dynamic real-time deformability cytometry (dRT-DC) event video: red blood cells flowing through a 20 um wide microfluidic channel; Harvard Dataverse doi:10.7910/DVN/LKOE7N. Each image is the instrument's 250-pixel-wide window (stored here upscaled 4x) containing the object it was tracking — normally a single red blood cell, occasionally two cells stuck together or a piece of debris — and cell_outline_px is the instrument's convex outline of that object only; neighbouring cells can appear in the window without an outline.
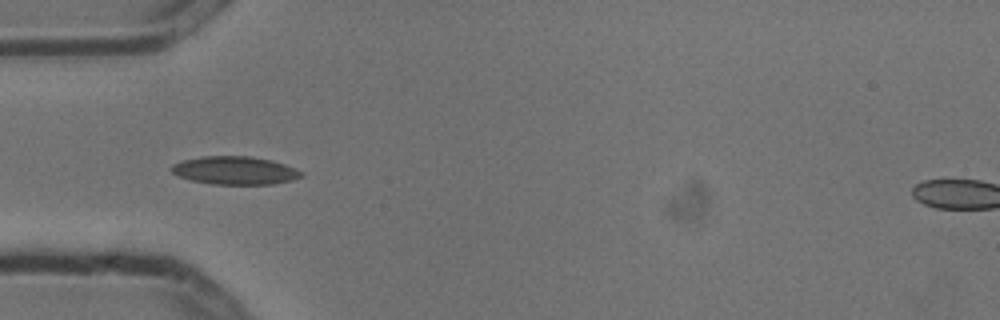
{"species": "common noctule bat (a hibernating species)", "species_latin": "Nyctalus noctula", "temperature_condition": "cold", "stored_images_in_passage": 8, "camera_frame_rate_fps": 3000, "um_per_image_px": 0.085, "animal": {"sex": "male", "body_mass_g": 13.3}, "frame": {"image": 1, "passage_image": 4, "time_ms": 1.0, "image_size_px": [1000, 320], "cell_outline_px": [[304, 176], [292, 180], [272, 184], [212, 184], [192, 180], [180, 176], [172, 172], [168, 168], [172, 164], [184, 160], [204, 156], [248, 156], [272, 160], [284, 164], [304, 172]], "centroid_in_image_um": [19.98, 14.49], "position_along_channel_um": 65.0, "area_um2": 21.21}}
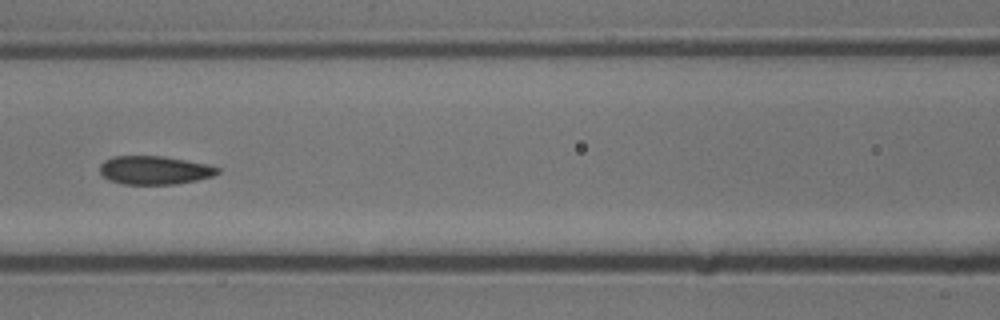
{"frame": {"image": 2, "passage_image": 6, "time_ms": 1.667, "image_size_px": [1000, 320], "cell_outline_px": [[220, 172], [212, 176], [196, 180], [176, 184], [124, 184], [108, 180], [100, 172], [100, 164], [104, 160], [112, 156], [164, 156], [212, 164], [220, 168]], "centroid_in_image_um": [13.16, 14.45], "position_along_channel_um": 153.4, "area_um2": 19.77}}
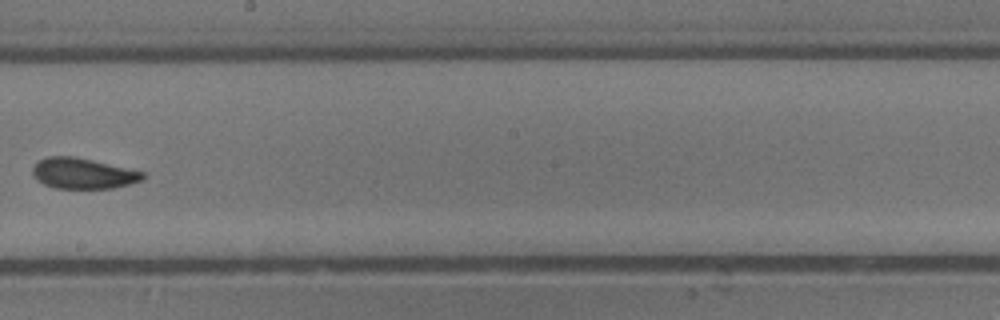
{"frame": {"image": 3, "passage_image": 8, "time_ms": 2.333, "image_size_px": [1000, 320], "cell_outline_px": [[144, 180], [112, 188], [56, 188], [44, 184], [32, 172], [32, 168], [40, 160], [48, 156], [72, 156], [92, 160], [144, 172]], "centroid_in_image_um": [7.07, 14.74], "position_along_channel_um": 241.1, "area_um2": 19.31}}